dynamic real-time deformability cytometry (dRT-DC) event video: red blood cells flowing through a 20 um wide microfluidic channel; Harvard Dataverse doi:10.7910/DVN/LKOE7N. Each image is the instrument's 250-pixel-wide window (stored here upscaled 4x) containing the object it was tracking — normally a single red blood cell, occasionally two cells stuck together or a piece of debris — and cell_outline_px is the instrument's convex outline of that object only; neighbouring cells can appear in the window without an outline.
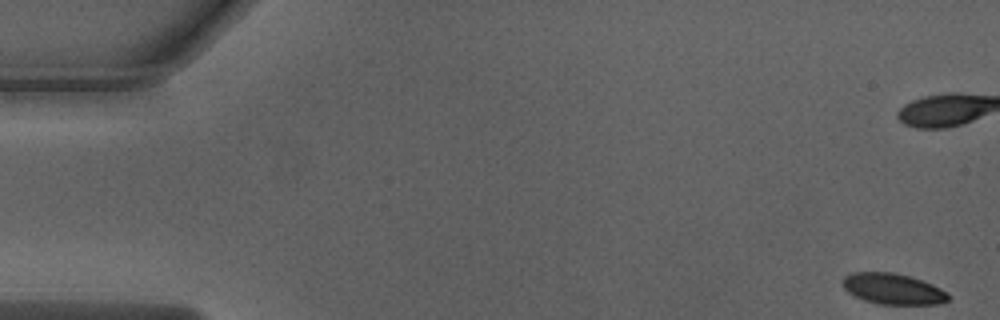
{"species": "Egyptian fruit bat (a non-hibernating species)", "species_latin": "Rousettus aegyptiacus", "temperature_condition": "warm", "stored_images_in_passage": 52, "camera_frame_rate_fps": 3000, "um_per_image_px": 0.085, "animal": {"sex": "male"}, "frame": {"image": 1, "passage_image": 1, "time_ms": 0.0, "image_size_px": [1000, 320], "cell_outline_px": [[948, 300], [944, 304], [880, 304], [864, 300], [848, 292], [840, 284], [840, 280], [844, 276], [852, 272], [892, 272], [908, 276], [932, 284], [948, 292]], "centroid_in_image_um": [75.87, 24.55], "position_along_channel_um": 9.1, "area_um2": 19.07}}
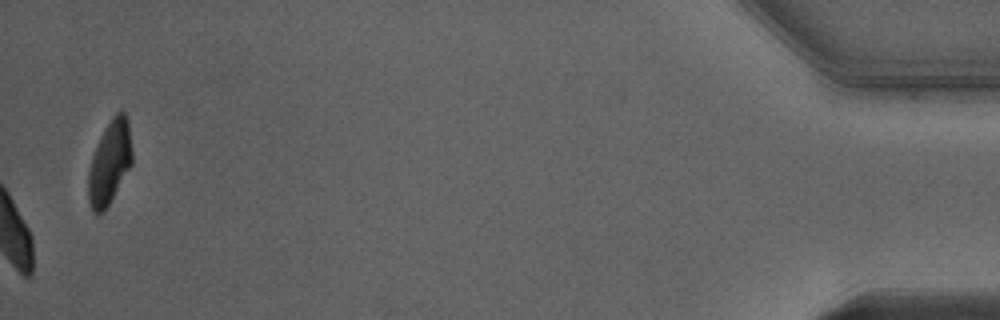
{"frame": {"image": 2, "passage_image": 52, "time_ms": 17.0, "image_size_px": [1000, 320], "cell_outline_px": [[132, 164], [104, 212], [96, 212], [92, 208], [88, 200], [88, 172], [92, 156], [104, 128], [112, 116], [116, 112], [124, 112], [128, 120], [132, 152]], "centroid_in_image_um": [9.32, 13.79], "position_along_channel_um": 425.9, "area_um2": 21.1}, "authors_computed_cell_mechanics": {"area_um2": 21.3282, "velocity_mm_per_s": 4.0003, "shape_relaxation_time_tau1_ms": 2.4465, "shape_relaxation_time_tau2_ms": null, "deformation_change_tau1": 0.1387, "deformation_change_tau2": null}}